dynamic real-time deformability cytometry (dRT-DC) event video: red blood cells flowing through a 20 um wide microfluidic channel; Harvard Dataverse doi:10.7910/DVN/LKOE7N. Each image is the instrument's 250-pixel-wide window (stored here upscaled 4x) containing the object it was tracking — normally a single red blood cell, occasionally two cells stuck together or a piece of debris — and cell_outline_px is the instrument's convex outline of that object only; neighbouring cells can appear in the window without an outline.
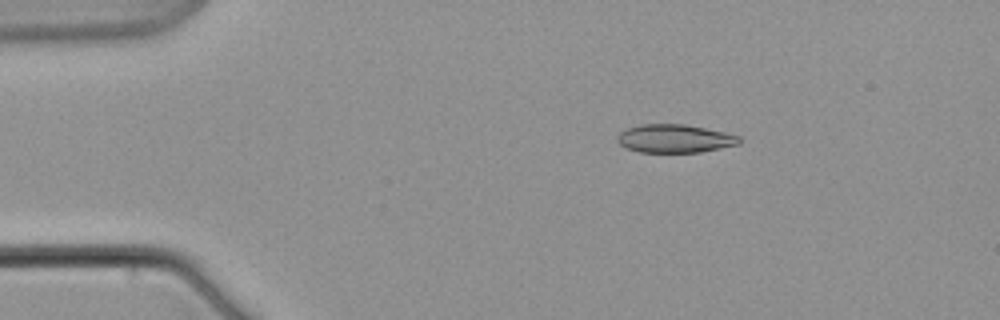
{"species": "common noctule bat (a hibernating species)", "species_latin": "Nyctalus noctula", "temperature_condition": "warm", "stored_images_in_passage": 8, "camera_frame_rate_fps": 3000, "um_per_image_px": 0.085, "animal": {"sex": "male", "body_mass_g": 21.5, "forearm_length_mm": 52.0}, "frame": {"image": 1, "passage_image": 4, "time_ms": 4.0, "image_size_px": [1000, 320], "cell_outline_px": [[740, 144], [700, 152], [640, 152], [624, 148], [616, 140], [616, 136], [620, 132], [628, 128], [640, 124], [684, 124], [724, 132], [740, 136]], "centroid_in_image_um": [57.32, 11.78], "position_along_channel_um": 27.7, "area_um2": 20.11}}
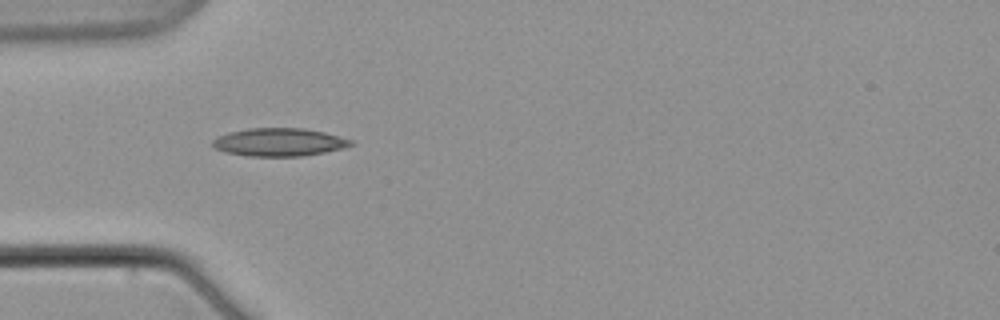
{"frame": {"image": 2, "passage_image": 7, "time_ms": 7.333, "image_size_px": [1000, 320], "cell_outline_px": [[352, 144], [344, 148], [324, 152], [300, 156], [248, 156], [228, 152], [212, 148], [212, 140], [216, 136], [228, 132], [248, 128], [304, 128], [324, 132], [340, 136], [352, 140]], "centroid_in_image_um": [23.69, 12.07], "position_along_channel_um": 61.3, "area_um2": 22.6}}
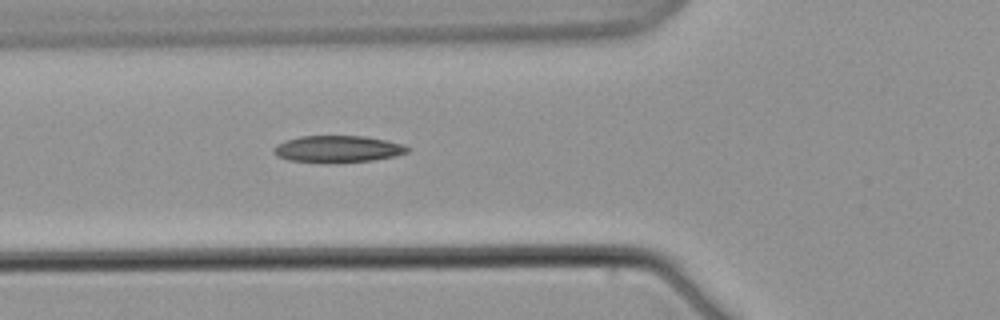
{"frame": {"image": 3, "passage_image": 8, "time_ms": 8.667, "image_size_px": [1000, 320], "cell_outline_px": [[412, 148], [408, 152], [396, 156], [372, 160], [336, 164], [288, 160], [276, 156], [272, 152], [272, 148], [276, 144], [300, 136], [364, 136], [388, 140], [404, 144]], "centroid_in_image_um": [28.73, 12.68], "position_along_channel_um": 97.1, "area_um2": 21.39}}